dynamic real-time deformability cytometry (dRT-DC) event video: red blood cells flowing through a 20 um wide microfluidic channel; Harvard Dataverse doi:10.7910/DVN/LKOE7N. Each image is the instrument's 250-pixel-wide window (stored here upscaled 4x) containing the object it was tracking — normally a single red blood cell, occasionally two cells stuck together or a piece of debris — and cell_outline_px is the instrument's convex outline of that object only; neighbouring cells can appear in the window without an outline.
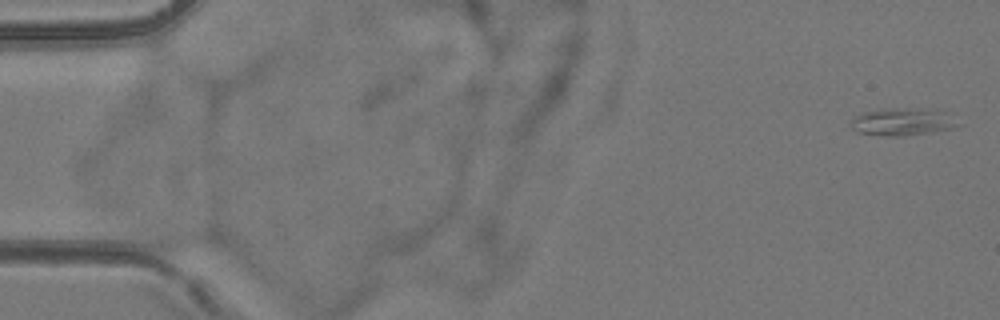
{"species": "common noctule bat (a hibernating species)", "species_latin": "Nyctalus noctula", "temperature_condition": "room temperature", "stored_images_in_passage": 6, "camera_frame_rate_fps": 3000, "um_per_image_px": 0.085, "animal": {"sex": "female", "body_mass_g": 24.6, "forearm_length_mm": 56.2}, "frame": {"image": 1, "passage_image": 1, "time_ms": 0.0, "image_size_px": [1000, 320], "cell_outline_px": [[964, 124], [952, 128], [932, 132], [904, 136], [880, 136], [856, 132], [852, 128], [852, 120], [856, 116], [864, 112], [896, 108], [936, 108], [944, 112]], "centroid_in_image_um": [76.78, 10.36], "position_along_channel_um": 8.2, "area_um2": 17.34}}